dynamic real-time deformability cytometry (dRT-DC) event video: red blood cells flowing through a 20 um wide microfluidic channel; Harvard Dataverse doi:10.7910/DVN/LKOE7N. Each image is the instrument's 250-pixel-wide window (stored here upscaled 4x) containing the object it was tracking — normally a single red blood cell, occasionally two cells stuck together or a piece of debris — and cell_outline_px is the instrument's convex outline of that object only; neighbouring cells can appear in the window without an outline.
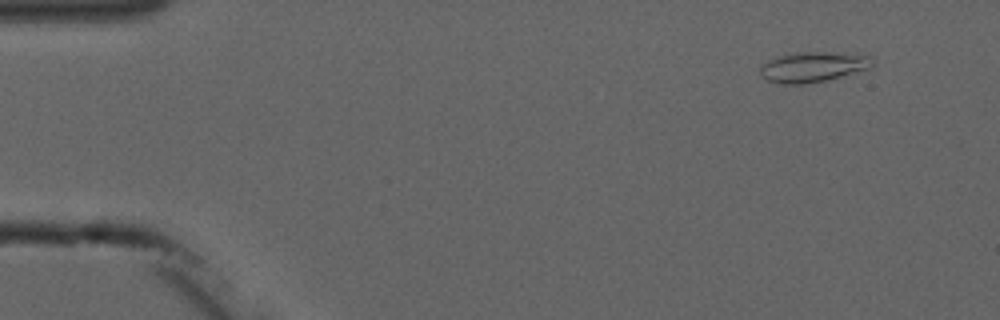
{"species": "common noctule bat (a hibernating species)", "species_latin": "Nyctalus noctula", "temperature_condition": "cold", "stored_images_in_passage": 5, "camera_frame_rate_fps": 3000, "um_per_image_px": 0.085, "animal": {"sex": "male", "forearm_length_mm": 52.5}, "frame": {"image": 1, "passage_image": 2, "time_ms": 1.0, "image_size_px": [1000, 320], "cell_outline_px": [[876, 64], [868, 68], [840, 76], [824, 80], [800, 84], [784, 84], [768, 80], [760, 72], [760, 68], [768, 60], [780, 56], [796, 52], [824, 52], [868, 56]], "centroid_in_image_um": [69.08, 5.68], "position_along_channel_um": 15.9, "area_um2": 19.07}}